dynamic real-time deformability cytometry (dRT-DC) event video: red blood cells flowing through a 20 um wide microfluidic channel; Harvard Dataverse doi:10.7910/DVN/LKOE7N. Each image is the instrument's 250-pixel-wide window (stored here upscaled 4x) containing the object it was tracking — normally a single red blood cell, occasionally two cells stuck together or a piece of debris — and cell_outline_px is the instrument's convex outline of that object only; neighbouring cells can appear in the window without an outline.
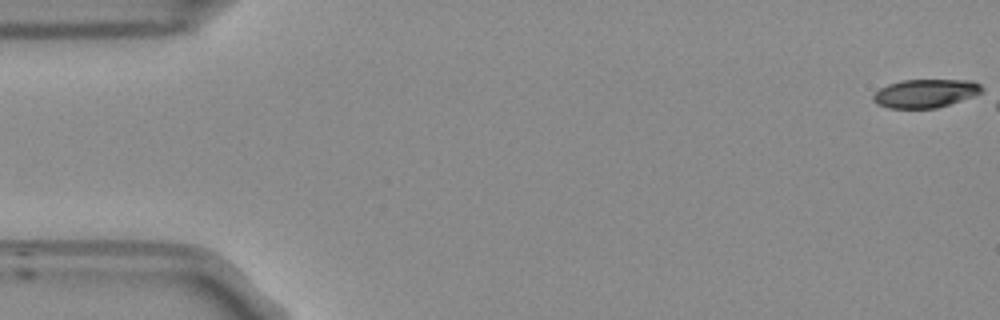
{"species": "Egyptian fruit bat (a non-hibernating species)", "species_latin": "Rousettus aegyptiacus", "temperature_condition": "room temperature", "stored_images_in_passage": 7, "camera_frame_rate_fps": 3000, "um_per_image_px": 0.085, "frame": {"image": 1, "passage_image": 1, "time_ms": 0.0, "image_size_px": [1000, 320], "cell_outline_px": [[984, 88], [980, 92], [972, 96], [936, 108], [888, 108], [876, 104], [872, 100], [872, 96], [880, 88], [888, 84], [904, 80], [972, 80], [980, 84]], "centroid_in_image_um": [78.62, 7.93], "position_along_channel_um": 6.4, "area_um2": 17.86}}